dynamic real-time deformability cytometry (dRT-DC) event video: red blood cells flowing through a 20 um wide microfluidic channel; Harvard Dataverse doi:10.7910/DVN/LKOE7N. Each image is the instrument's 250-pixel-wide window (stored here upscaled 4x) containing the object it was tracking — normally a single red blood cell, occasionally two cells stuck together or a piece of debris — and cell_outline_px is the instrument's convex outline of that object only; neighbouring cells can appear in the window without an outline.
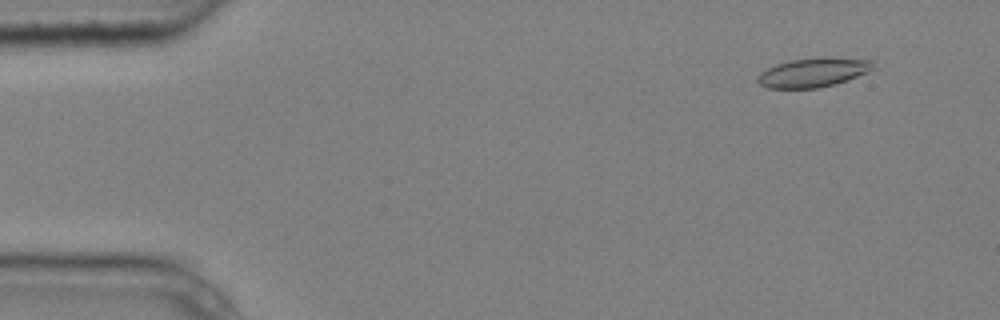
{"species": "common noctule bat (a hibernating species)", "species_latin": "Nyctalus noctula", "temperature_condition": "cold", "stored_images_in_passage": 4, "camera_frame_rate_fps": 3000, "um_per_image_px": 0.085, "animal": {"sex": "male", "body_mass_g": 20.4}, "frame": {"image": 1, "passage_image": 2, "time_ms": 0.333, "image_size_px": [1000, 320], "cell_outline_px": [[876, 68], [848, 80], [836, 84], [816, 88], [768, 88], [760, 84], [756, 80], [756, 76], [760, 72], [776, 64], [792, 60], [824, 56], [872, 60]], "centroid_in_image_um": [69.14, 6.15], "position_along_channel_um": 15.9, "area_um2": 19.83}}
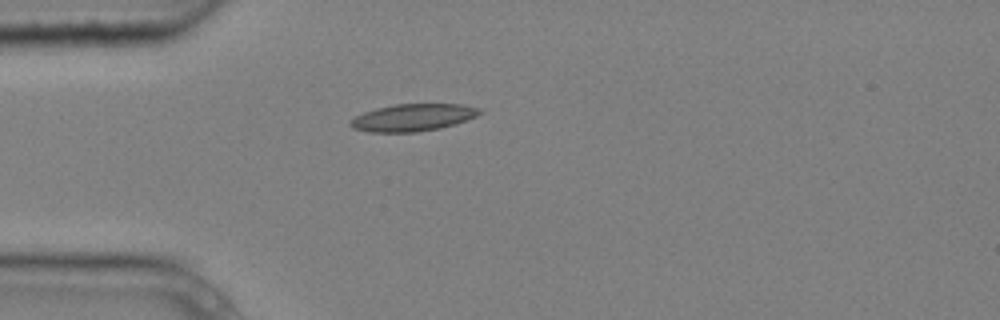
{"frame": {"image": 2, "passage_image": 4, "time_ms": 1.0, "image_size_px": [1000, 320], "cell_outline_px": [[484, 112], [476, 116], [440, 128], [416, 132], [368, 132], [352, 128], [348, 124], [356, 116], [364, 112], [376, 108], [396, 104], [460, 104], [480, 108]], "centroid_in_image_um": [35.08, 9.98], "position_along_channel_um": 49.9, "area_um2": 20.35}}